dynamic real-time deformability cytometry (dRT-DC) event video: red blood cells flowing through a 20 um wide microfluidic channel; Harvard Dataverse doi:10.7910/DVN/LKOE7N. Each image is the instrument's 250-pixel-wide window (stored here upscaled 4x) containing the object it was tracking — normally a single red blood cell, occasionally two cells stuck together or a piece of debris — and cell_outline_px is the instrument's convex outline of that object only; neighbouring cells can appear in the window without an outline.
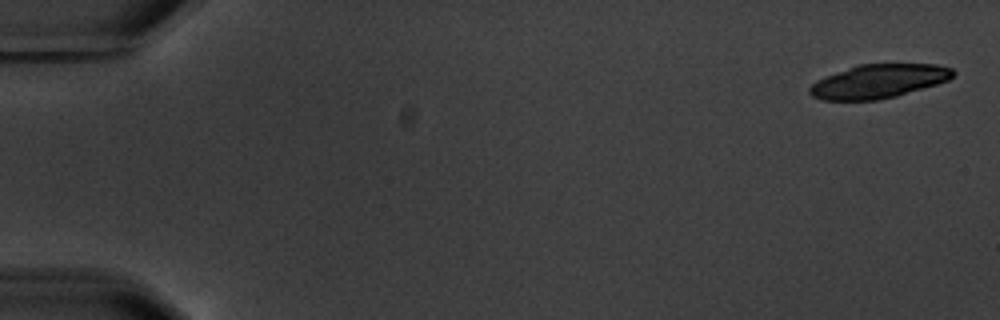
{"species": "common noctule bat (a hibernating species)", "species_latin": "Nyctalus noctula", "temperature_condition": "warm", "stored_images_in_passage": 7, "camera_frame_rate_fps": 3000, "um_per_image_px": 0.085, "animal": {"sex": "male", "body_mass_g": 20.1, "forearm_length_mm": 53.5}, "frame": {"image": 1, "passage_image": 1, "time_ms": 0.0, "image_size_px": [1000, 320], "cell_outline_px": [[956, 72], [948, 80], [936, 84], [896, 96], [876, 100], [820, 100], [812, 96], [808, 92], [808, 88], [816, 80], [860, 64], [936, 64], [952, 68]], "centroid_in_image_um": [74.67, 6.91], "position_along_channel_um": 10.3, "area_um2": 27.98}}